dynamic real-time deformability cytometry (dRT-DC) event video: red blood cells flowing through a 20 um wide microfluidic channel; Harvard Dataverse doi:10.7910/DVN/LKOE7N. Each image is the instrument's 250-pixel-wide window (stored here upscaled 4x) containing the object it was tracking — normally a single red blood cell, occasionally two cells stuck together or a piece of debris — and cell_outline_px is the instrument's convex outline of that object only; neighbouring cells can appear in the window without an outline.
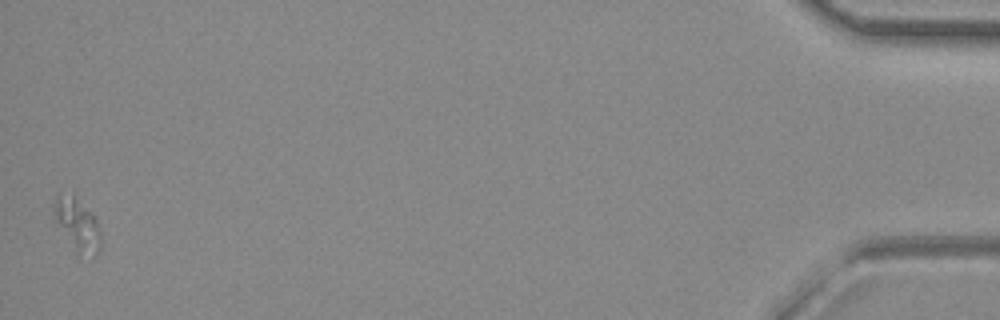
{"species": "common noctule bat (a hibernating species)", "species_latin": "Nyctalus noctula", "temperature_condition": "room temperature", "stored_images_in_passage": 43, "camera_frame_rate_fps": 3000, "um_per_image_px": 0.085, "animal": {"sex": "female", "body_mass_g": 29.2, "forearm_length_mm": 56.3}, "frame": {"image": 1, "passage_image": 43, "time_ms": 14.0, "image_size_px": [1000, 320], "cell_outline_px": [[100, 252], [96, 256], [76, 256], [52, 220], [52, 204], [56, 196], [60, 192], [76, 192], [96, 216], [100, 236]], "centroid_in_image_um": [6.51, 19.04], "position_along_channel_um": 428.7, "area_um2": 16.01}}